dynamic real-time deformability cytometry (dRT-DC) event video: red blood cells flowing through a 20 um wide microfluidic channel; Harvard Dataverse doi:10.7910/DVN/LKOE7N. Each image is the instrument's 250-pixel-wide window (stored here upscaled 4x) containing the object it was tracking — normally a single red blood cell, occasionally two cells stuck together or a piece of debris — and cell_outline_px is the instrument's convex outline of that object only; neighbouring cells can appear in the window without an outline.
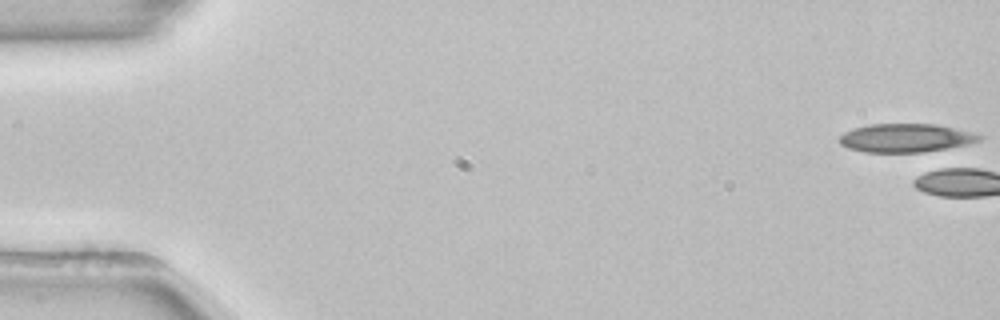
{"species": "common noctule bat (a hibernating species)", "species_latin": "Nyctalus noctula", "temperature_condition": "room temperature", "stored_images_in_passage": 3, "camera_frame_rate_fps": 3000, "um_per_image_px": 0.085, "animal": {"sex": "female", "body_mass_g": 22.7, "forearm_length_mm": 54.2}, "frame": {"image": 1, "passage_image": 1, "time_ms": 0.0, "image_size_px": [1000, 320], "cell_outline_px": [[984, 136], [980, 140], [968, 144], [940, 152], [864, 152], [848, 148], [840, 144], [836, 140], [844, 132], [852, 128], [868, 124], [936, 124], [976, 132]], "centroid_in_image_um": [77.04, 11.73], "position_along_channel_um": 8.0, "area_um2": 23.99}}